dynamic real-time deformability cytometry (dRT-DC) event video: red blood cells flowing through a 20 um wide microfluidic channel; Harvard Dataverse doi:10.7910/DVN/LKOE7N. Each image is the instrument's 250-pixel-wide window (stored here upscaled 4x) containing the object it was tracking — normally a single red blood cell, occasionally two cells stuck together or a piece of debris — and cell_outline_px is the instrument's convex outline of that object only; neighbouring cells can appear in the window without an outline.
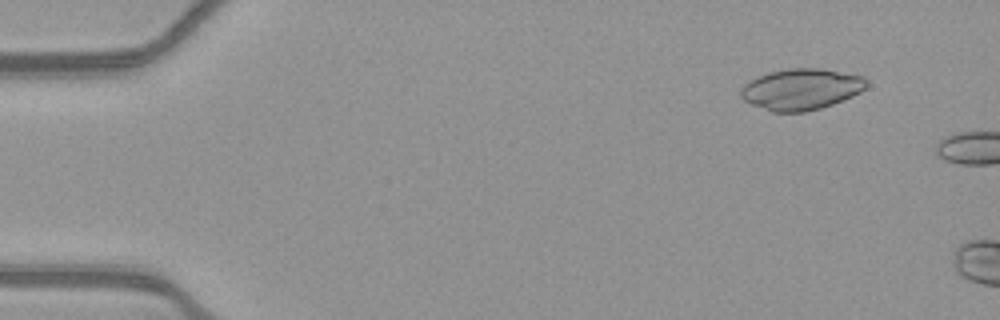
{"species": "common noctule bat (a hibernating species)", "species_latin": "Nyctalus noctula", "temperature_condition": "warm", "stored_images_in_passage": 8, "camera_frame_rate_fps": 3000, "um_per_image_px": 0.085, "animal": {"sex": "female", "body_mass_g": 21.9}, "frame": {"image": 1, "passage_image": 5, "time_ms": 1.333, "image_size_px": [1000, 320], "cell_outline_px": [[868, 84], [860, 92], [852, 96], [832, 104], [820, 108], [804, 112], [772, 112], [752, 104], [744, 100], [740, 96], [740, 88], [744, 84], [768, 72], [788, 68], [820, 68], [864, 76]], "centroid_in_image_um": [68.09, 7.58], "position_along_channel_um": 16.9, "area_um2": 30.06}}